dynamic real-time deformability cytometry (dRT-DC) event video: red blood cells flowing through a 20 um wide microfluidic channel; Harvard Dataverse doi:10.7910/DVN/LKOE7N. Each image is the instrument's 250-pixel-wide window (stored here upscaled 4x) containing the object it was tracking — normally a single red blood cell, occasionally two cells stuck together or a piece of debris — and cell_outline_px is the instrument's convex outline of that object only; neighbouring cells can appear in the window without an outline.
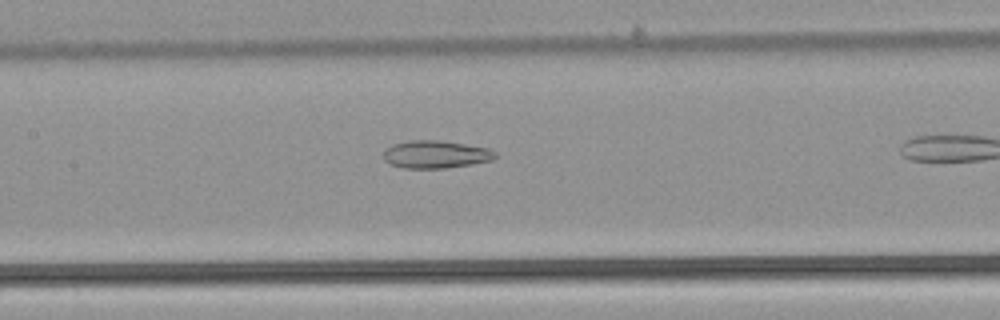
{"species": "common noctule bat (a hibernating species)", "species_latin": "Nyctalus noctula", "temperature_condition": "warm", "stored_images_in_passage": 25, "camera_frame_rate_fps": 3000, "um_per_image_px": 0.085, "animal": {"sex": "male", "body_mass_g": 21.5, "forearm_length_mm": 52.0}, "frame": {"image": 1, "passage_image": 15, "time_ms": 4.667, "image_size_px": [1000, 320], "cell_outline_px": [[496, 156], [492, 160], [472, 164], [444, 168], [404, 168], [392, 164], [384, 160], [384, 148], [392, 144], [408, 140], [436, 140], [464, 144], [488, 148], [496, 152]], "centroid_in_image_um": [37.01, 13.11], "position_along_channel_um": 170.4, "area_um2": 17.98}}
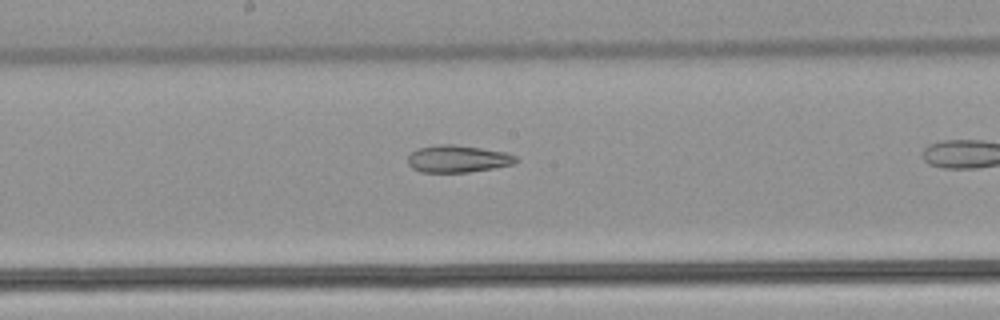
{"frame": {"image": 2, "passage_image": 18, "time_ms": 5.667, "image_size_px": [1000, 320], "cell_outline_px": [[516, 164], [468, 172], [420, 172], [412, 168], [408, 164], [408, 156], [412, 152], [420, 148], [440, 144], [456, 144], [504, 152], [516, 156]], "centroid_in_image_um": [38.9, 13.5], "position_along_channel_um": 209.3, "area_um2": 16.99}}